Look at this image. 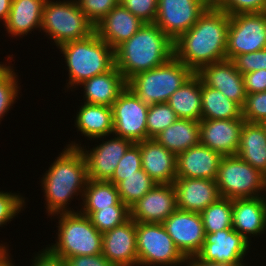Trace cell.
Returning <instances> with one entry per match:
<instances>
[{
    "label": "cell",
    "mask_w": 266,
    "mask_h": 266,
    "mask_svg": "<svg viewBox=\"0 0 266 266\" xmlns=\"http://www.w3.org/2000/svg\"><path fill=\"white\" fill-rule=\"evenodd\" d=\"M46 0H12L4 28L13 38L24 37L35 29L41 32L43 6Z\"/></svg>",
    "instance_id": "cell-26"
},
{
    "label": "cell",
    "mask_w": 266,
    "mask_h": 266,
    "mask_svg": "<svg viewBox=\"0 0 266 266\" xmlns=\"http://www.w3.org/2000/svg\"><path fill=\"white\" fill-rule=\"evenodd\" d=\"M212 4L229 16L266 12V0H215Z\"/></svg>",
    "instance_id": "cell-39"
},
{
    "label": "cell",
    "mask_w": 266,
    "mask_h": 266,
    "mask_svg": "<svg viewBox=\"0 0 266 266\" xmlns=\"http://www.w3.org/2000/svg\"><path fill=\"white\" fill-rule=\"evenodd\" d=\"M178 119L168 103L149 105L147 114V140L154 139Z\"/></svg>",
    "instance_id": "cell-37"
},
{
    "label": "cell",
    "mask_w": 266,
    "mask_h": 266,
    "mask_svg": "<svg viewBox=\"0 0 266 266\" xmlns=\"http://www.w3.org/2000/svg\"><path fill=\"white\" fill-rule=\"evenodd\" d=\"M87 19L96 26L114 7L120 4V0H76Z\"/></svg>",
    "instance_id": "cell-41"
},
{
    "label": "cell",
    "mask_w": 266,
    "mask_h": 266,
    "mask_svg": "<svg viewBox=\"0 0 266 266\" xmlns=\"http://www.w3.org/2000/svg\"><path fill=\"white\" fill-rule=\"evenodd\" d=\"M12 0H0V22H2L3 26L6 22L8 15L10 13Z\"/></svg>",
    "instance_id": "cell-49"
},
{
    "label": "cell",
    "mask_w": 266,
    "mask_h": 266,
    "mask_svg": "<svg viewBox=\"0 0 266 266\" xmlns=\"http://www.w3.org/2000/svg\"><path fill=\"white\" fill-rule=\"evenodd\" d=\"M102 254L114 266H138L136 222L133 219L103 233Z\"/></svg>",
    "instance_id": "cell-19"
},
{
    "label": "cell",
    "mask_w": 266,
    "mask_h": 266,
    "mask_svg": "<svg viewBox=\"0 0 266 266\" xmlns=\"http://www.w3.org/2000/svg\"><path fill=\"white\" fill-rule=\"evenodd\" d=\"M193 74L189 67L173 56L161 66L135 74L127 81V86L144 104L167 103Z\"/></svg>",
    "instance_id": "cell-5"
},
{
    "label": "cell",
    "mask_w": 266,
    "mask_h": 266,
    "mask_svg": "<svg viewBox=\"0 0 266 266\" xmlns=\"http://www.w3.org/2000/svg\"><path fill=\"white\" fill-rule=\"evenodd\" d=\"M242 118L250 123H262L266 120V91L246 95Z\"/></svg>",
    "instance_id": "cell-38"
},
{
    "label": "cell",
    "mask_w": 266,
    "mask_h": 266,
    "mask_svg": "<svg viewBox=\"0 0 266 266\" xmlns=\"http://www.w3.org/2000/svg\"><path fill=\"white\" fill-rule=\"evenodd\" d=\"M5 250L1 255H0V266H2L9 258H10V251Z\"/></svg>",
    "instance_id": "cell-50"
},
{
    "label": "cell",
    "mask_w": 266,
    "mask_h": 266,
    "mask_svg": "<svg viewBox=\"0 0 266 266\" xmlns=\"http://www.w3.org/2000/svg\"><path fill=\"white\" fill-rule=\"evenodd\" d=\"M6 243H1L0 244V255L5 251V250H9V246L8 245H5Z\"/></svg>",
    "instance_id": "cell-51"
},
{
    "label": "cell",
    "mask_w": 266,
    "mask_h": 266,
    "mask_svg": "<svg viewBox=\"0 0 266 266\" xmlns=\"http://www.w3.org/2000/svg\"><path fill=\"white\" fill-rule=\"evenodd\" d=\"M176 209V192L173 183H156L130 208V218L135 222L163 223Z\"/></svg>",
    "instance_id": "cell-16"
},
{
    "label": "cell",
    "mask_w": 266,
    "mask_h": 266,
    "mask_svg": "<svg viewBox=\"0 0 266 266\" xmlns=\"http://www.w3.org/2000/svg\"><path fill=\"white\" fill-rule=\"evenodd\" d=\"M14 71L11 63L7 65L3 62L0 66V123L19 97L18 93L21 89L18 83L19 77Z\"/></svg>",
    "instance_id": "cell-35"
},
{
    "label": "cell",
    "mask_w": 266,
    "mask_h": 266,
    "mask_svg": "<svg viewBox=\"0 0 266 266\" xmlns=\"http://www.w3.org/2000/svg\"><path fill=\"white\" fill-rule=\"evenodd\" d=\"M173 56L174 42L155 23H144L115 49V66L128 81L139 72L163 65Z\"/></svg>",
    "instance_id": "cell-3"
},
{
    "label": "cell",
    "mask_w": 266,
    "mask_h": 266,
    "mask_svg": "<svg viewBox=\"0 0 266 266\" xmlns=\"http://www.w3.org/2000/svg\"><path fill=\"white\" fill-rule=\"evenodd\" d=\"M244 119H201L200 143L221 156L237 154Z\"/></svg>",
    "instance_id": "cell-17"
},
{
    "label": "cell",
    "mask_w": 266,
    "mask_h": 266,
    "mask_svg": "<svg viewBox=\"0 0 266 266\" xmlns=\"http://www.w3.org/2000/svg\"><path fill=\"white\" fill-rule=\"evenodd\" d=\"M212 3L208 0H158L155 24L174 42Z\"/></svg>",
    "instance_id": "cell-13"
},
{
    "label": "cell",
    "mask_w": 266,
    "mask_h": 266,
    "mask_svg": "<svg viewBox=\"0 0 266 266\" xmlns=\"http://www.w3.org/2000/svg\"><path fill=\"white\" fill-rule=\"evenodd\" d=\"M162 225L185 258L200 252L205 241L200 213L176 209Z\"/></svg>",
    "instance_id": "cell-15"
},
{
    "label": "cell",
    "mask_w": 266,
    "mask_h": 266,
    "mask_svg": "<svg viewBox=\"0 0 266 266\" xmlns=\"http://www.w3.org/2000/svg\"><path fill=\"white\" fill-rule=\"evenodd\" d=\"M196 74L204 85L221 91L228 99L243 107L247 95L243 75L231 60L202 66Z\"/></svg>",
    "instance_id": "cell-18"
},
{
    "label": "cell",
    "mask_w": 266,
    "mask_h": 266,
    "mask_svg": "<svg viewBox=\"0 0 266 266\" xmlns=\"http://www.w3.org/2000/svg\"><path fill=\"white\" fill-rule=\"evenodd\" d=\"M58 49L68 67L66 69L69 80L66 84L71 91L83 81L103 74L115 66V50L95 32L82 40L67 42Z\"/></svg>",
    "instance_id": "cell-4"
},
{
    "label": "cell",
    "mask_w": 266,
    "mask_h": 266,
    "mask_svg": "<svg viewBox=\"0 0 266 266\" xmlns=\"http://www.w3.org/2000/svg\"><path fill=\"white\" fill-rule=\"evenodd\" d=\"M230 16L211 4L176 41L174 56L194 73L202 66L227 60Z\"/></svg>",
    "instance_id": "cell-1"
},
{
    "label": "cell",
    "mask_w": 266,
    "mask_h": 266,
    "mask_svg": "<svg viewBox=\"0 0 266 266\" xmlns=\"http://www.w3.org/2000/svg\"><path fill=\"white\" fill-rule=\"evenodd\" d=\"M31 266H66L65 259L51 252L47 247L37 252Z\"/></svg>",
    "instance_id": "cell-47"
},
{
    "label": "cell",
    "mask_w": 266,
    "mask_h": 266,
    "mask_svg": "<svg viewBox=\"0 0 266 266\" xmlns=\"http://www.w3.org/2000/svg\"><path fill=\"white\" fill-rule=\"evenodd\" d=\"M231 61L242 75L251 71L266 69V49L238 55Z\"/></svg>",
    "instance_id": "cell-44"
},
{
    "label": "cell",
    "mask_w": 266,
    "mask_h": 266,
    "mask_svg": "<svg viewBox=\"0 0 266 266\" xmlns=\"http://www.w3.org/2000/svg\"><path fill=\"white\" fill-rule=\"evenodd\" d=\"M177 209L202 212L221 196L216 180L199 178H176L173 182Z\"/></svg>",
    "instance_id": "cell-20"
},
{
    "label": "cell",
    "mask_w": 266,
    "mask_h": 266,
    "mask_svg": "<svg viewBox=\"0 0 266 266\" xmlns=\"http://www.w3.org/2000/svg\"><path fill=\"white\" fill-rule=\"evenodd\" d=\"M266 49V12L230 16L226 58Z\"/></svg>",
    "instance_id": "cell-10"
},
{
    "label": "cell",
    "mask_w": 266,
    "mask_h": 266,
    "mask_svg": "<svg viewBox=\"0 0 266 266\" xmlns=\"http://www.w3.org/2000/svg\"><path fill=\"white\" fill-rule=\"evenodd\" d=\"M88 181L87 165L79 148L65 147L41 179L47 216L79 212L68 208L69 202L83 192ZM75 195V196H74Z\"/></svg>",
    "instance_id": "cell-2"
},
{
    "label": "cell",
    "mask_w": 266,
    "mask_h": 266,
    "mask_svg": "<svg viewBox=\"0 0 266 266\" xmlns=\"http://www.w3.org/2000/svg\"><path fill=\"white\" fill-rule=\"evenodd\" d=\"M246 94L266 91V69L251 71L243 75Z\"/></svg>",
    "instance_id": "cell-45"
},
{
    "label": "cell",
    "mask_w": 266,
    "mask_h": 266,
    "mask_svg": "<svg viewBox=\"0 0 266 266\" xmlns=\"http://www.w3.org/2000/svg\"><path fill=\"white\" fill-rule=\"evenodd\" d=\"M261 124L263 125V127H264L265 130H266V120H264Z\"/></svg>",
    "instance_id": "cell-53"
},
{
    "label": "cell",
    "mask_w": 266,
    "mask_h": 266,
    "mask_svg": "<svg viewBox=\"0 0 266 266\" xmlns=\"http://www.w3.org/2000/svg\"><path fill=\"white\" fill-rule=\"evenodd\" d=\"M154 139L177 156L200 143V121L177 119Z\"/></svg>",
    "instance_id": "cell-29"
},
{
    "label": "cell",
    "mask_w": 266,
    "mask_h": 266,
    "mask_svg": "<svg viewBox=\"0 0 266 266\" xmlns=\"http://www.w3.org/2000/svg\"><path fill=\"white\" fill-rule=\"evenodd\" d=\"M251 244L233 228L214 233H205V241L197 256L204 261H212L233 266H248L244 258Z\"/></svg>",
    "instance_id": "cell-14"
},
{
    "label": "cell",
    "mask_w": 266,
    "mask_h": 266,
    "mask_svg": "<svg viewBox=\"0 0 266 266\" xmlns=\"http://www.w3.org/2000/svg\"><path fill=\"white\" fill-rule=\"evenodd\" d=\"M138 266H182L186 258L162 223L136 222Z\"/></svg>",
    "instance_id": "cell-9"
},
{
    "label": "cell",
    "mask_w": 266,
    "mask_h": 266,
    "mask_svg": "<svg viewBox=\"0 0 266 266\" xmlns=\"http://www.w3.org/2000/svg\"><path fill=\"white\" fill-rule=\"evenodd\" d=\"M66 266H114L104 255H82L65 259Z\"/></svg>",
    "instance_id": "cell-46"
},
{
    "label": "cell",
    "mask_w": 266,
    "mask_h": 266,
    "mask_svg": "<svg viewBox=\"0 0 266 266\" xmlns=\"http://www.w3.org/2000/svg\"><path fill=\"white\" fill-rule=\"evenodd\" d=\"M112 135L126 138L133 143L147 140V114L144 104L127 86L112 104Z\"/></svg>",
    "instance_id": "cell-11"
},
{
    "label": "cell",
    "mask_w": 266,
    "mask_h": 266,
    "mask_svg": "<svg viewBox=\"0 0 266 266\" xmlns=\"http://www.w3.org/2000/svg\"><path fill=\"white\" fill-rule=\"evenodd\" d=\"M142 169L157 184H172L176 179L177 156L155 139L139 142Z\"/></svg>",
    "instance_id": "cell-24"
},
{
    "label": "cell",
    "mask_w": 266,
    "mask_h": 266,
    "mask_svg": "<svg viewBox=\"0 0 266 266\" xmlns=\"http://www.w3.org/2000/svg\"><path fill=\"white\" fill-rule=\"evenodd\" d=\"M143 25L144 22L118 4L95 26V33L115 50Z\"/></svg>",
    "instance_id": "cell-23"
},
{
    "label": "cell",
    "mask_w": 266,
    "mask_h": 266,
    "mask_svg": "<svg viewBox=\"0 0 266 266\" xmlns=\"http://www.w3.org/2000/svg\"><path fill=\"white\" fill-rule=\"evenodd\" d=\"M109 181L117 186L121 201L129 208L156 185L143 169L130 176H112Z\"/></svg>",
    "instance_id": "cell-33"
},
{
    "label": "cell",
    "mask_w": 266,
    "mask_h": 266,
    "mask_svg": "<svg viewBox=\"0 0 266 266\" xmlns=\"http://www.w3.org/2000/svg\"><path fill=\"white\" fill-rule=\"evenodd\" d=\"M142 169L139 142L132 143L118 162L112 176H130Z\"/></svg>",
    "instance_id": "cell-43"
},
{
    "label": "cell",
    "mask_w": 266,
    "mask_h": 266,
    "mask_svg": "<svg viewBox=\"0 0 266 266\" xmlns=\"http://www.w3.org/2000/svg\"><path fill=\"white\" fill-rule=\"evenodd\" d=\"M13 259L10 257L2 266H15Z\"/></svg>",
    "instance_id": "cell-52"
},
{
    "label": "cell",
    "mask_w": 266,
    "mask_h": 266,
    "mask_svg": "<svg viewBox=\"0 0 266 266\" xmlns=\"http://www.w3.org/2000/svg\"><path fill=\"white\" fill-rule=\"evenodd\" d=\"M41 30L54 40L57 48L67 42L82 40L95 32L76 0H46L43 6Z\"/></svg>",
    "instance_id": "cell-7"
},
{
    "label": "cell",
    "mask_w": 266,
    "mask_h": 266,
    "mask_svg": "<svg viewBox=\"0 0 266 266\" xmlns=\"http://www.w3.org/2000/svg\"><path fill=\"white\" fill-rule=\"evenodd\" d=\"M82 209L79 212L89 216L100 208H110L112 205H126L119 196L117 186L110 181L88 179L82 197Z\"/></svg>",
    "instance_id": "cell-32"
},
{
    "label": "cell",
    "mask_w": 266,
    "mask_h": 266,
    "mask_svg": "<svg viewBox=\"0 0 266 266\" xmlns=\"http://www.w3.org/2000/svg\"><path fill=\"white\" fill-rule=\"evenodd\" d=\"M238 157L266 176V130L261 123H243Z\"/></svg>",
    "instance_id": "cell-28"
},
{
    "label": "cell",
    "mask_w": 266,
    "mask_h": 266,
    "mask_svg": "<svg viewBox=\"0 0 266 266\" xmlns=\"http://www.w3.org/2000/svg\"><path fill=\"white\" fill-rule=\"evenodd\" d=\"M120 4L144 23H154L158 0H120Z\"/></svg>",
    "instance_id": "cell-42"
},
{
    "label": "cell",
    "mask_w": 266,
    "mask_h": 266,
    "mask_svg": "<svg viewBox=\"0 0 266 266\" xmlns=\"http://www.w3.org/2000/svg\"><path fill=\"white\" fill-rule=\"evenodd\" d=\"M201 119H243L242 107L201 81Z\"/></svg>",
    "instance_id": "cell-31"
},
{
    "label": "cell",
    "mask_w": 266,
    "mask_h": 266,
    "mask_svg": "<svg viewBox=\"0 0 266 266\" xmlns=\"http://www.w3.org/2000/svg\"><path fill=\"white\" fill-rule=\"evenodd\" d=\"M205 233L232 228V199L220 197L200 212Z\"/></svg>",
    "instance_id": "cell-34"
},
{
    "label": "cell",
    "mask_w": 266,
    "mask_h": 266,
    "mask_svg": "<svg viewBox=\"0 0 266 266\" xmlns=\"http://www.w3.org/2000/svg\"><path fill=\"white\" fill-rule=\"evenodd\" d=\"M185 266H233L229 264H220L212 261H204L200 259L197 255L186 258Z\"/></svg>",
    "instance_id": "cell-48"
},
{
    "label": "cell",
    "mask_w": 266,
    "mask_h": 266,
    "mask_svg": "<svg viewBox=\"0 0 266 266\" xmlns=\"http://www.w3.org/2000/svg\"><path fill=\"white\" fill-rule=\"evenodd\" d=\"M58 215L57 241L47 248L63 259L102 253L103 234L80 212Z\"/></svg>",
    "instance_id": "cell-6"
},
{
    "label": "cell",
    "mask_w": 266,
    "mask_h": 266,
    "mask_svg": "<svg viewBox=\"0 0 266 266\" xmlns=\"http://www.w3.org/2000/svg\"><path fill=\"white\" fill-rule=\"evenodd\" d=\"M75 118V128L88 140L109 137L113 133L112 107L81 103Z\"/></svg>",
    "instance_id": "cell-27"
},
{
    "label": "cell",
    "mask_w": 266,
    "mask_h": 266,
    "mask_svg": "<svg viewBox=\"0 0 266 266\" xmlns=\"http://www.w3.org/2000/svg\"><path fill=\"white\" fill-rule=\"evenodd\" d=\"M18 194V195H17ZM25 197L19 193L0 191V227L8 224L23 211L26 206Z\"/></svg>",
    "instance_id": "cell-40"
},
{
    "label": "cell",
    "mask_w": 266,
    "mask_h": 266,
    "mask_svg": "<svg viewBox=\"0 0 266 266\" xmlns=\"http://www.w3.org/2000/svg\"><path fill=\"white\" fill-rule=\"evenodd\" d=\"M88 217L92 225L103 234L128 221L130 208L127 205H112L110 208L93 211Z\"/></svg>",
    "instance_id": "cell-36"
},
{
    "label": "cell",
    "mask_w": 266,
    "mask_h": 266,
    "mask_svg": "<svg viewBox=\"0 0 266 266\" xmlns=\"http://www.w3.org/2000/svg\"><path fill=\"white\" fill-rule=\"evenodd\" d=\"M178 119L201 120V79L194 73L167 101Z\"/></svg>",
    "instance_id": "cell-30"
},
{
    "label": "cell",
    "mask_w": 266,
    "mask_h": 266,
    "mask_svg": "<svg viewBox=\"0 0 266 266\" xmlns=\"http://www.w3.org/2000/svg\"><path fill=\"white\" fill-rule=\"evenodd\" d=\"M232 228L250 243L251 237L265 234L266 196L232 200Z\"/></svg>",
    "instance_id": "cell-22"
},
{
    "label": "cell",
    "mask_w": 266,
    "mask_h": 266,
    "mask_svg": "<svg viewBox=\"0 0 266 266\" xmlns=\"http://www.w3.org/2000/svg\"><path fill=\"white\" fill-rule=\"evenodd\" d=\"M85 103L111 107L119 94L127 87V81L114 66L111 70L83 81Z\"/></svg>",
    "instance_id": "cell-25"
},
{
    "label": "cell",
    "mask_w": 266,
    "mask_h": 266,
    "mask_svg": "<svg viewBox=\"0 0 266 266\" xmlns=\"http://www.w3.org/2000/svg\"><path fill=\"white\" fill-rule=\"evenodd\" d=\"M216 184L223 198L233 200L266 196V176L237 155L222 156Z\"/></svg>",
    "instance_id": "cell-8"
},
{
    "label": "cell",
    "mask_w": 266,
    "mask_h": 266,
    "mask_svg": "<svg viewBox=\"0 0 266 266\" xmlns=\"http://www.w3.org/2000/svg\"><path fill=\"white\" fill-rule=\"evenodd\" d=\"M103 138V139H101ZM107 141L104 136L92 140H101L90 150L83 147L80 143L71 141L67 147L79 148L83 153L87 165V176L90 180L109 181L118 165V162L124 156L126 150L133 143L131 140L111 135Z\"/></svg>",
    "instance_id": "cell-12"
},
{
    "label": "cell",
    "mask_w": 266,
    "mask_h": 266,
    "mask_svg": "<svg viewBox=\"0 0 266 266\" xmlns=\"http://www.w3.org/2000/svg\"><path fill=\"white\" fill-rule=\"evenodd\" d=\"M222 156L199 143L176 158V178L216 180Z\"/></svg>",
    "instance_id": "cell-21"
}]
</instances>
